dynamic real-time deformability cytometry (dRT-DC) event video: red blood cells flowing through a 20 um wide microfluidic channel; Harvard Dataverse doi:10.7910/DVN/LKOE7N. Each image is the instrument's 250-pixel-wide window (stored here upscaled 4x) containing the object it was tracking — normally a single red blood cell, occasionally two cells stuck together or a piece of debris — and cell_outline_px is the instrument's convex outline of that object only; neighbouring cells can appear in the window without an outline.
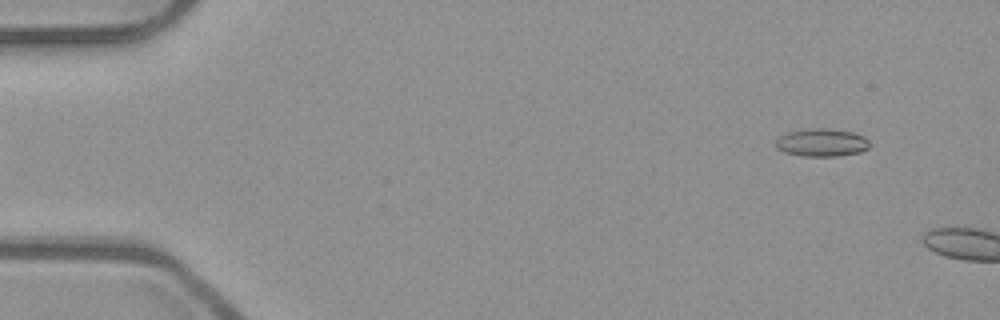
{"species": "common noctule bat (a hibernating species)", "species_latin": "Nyctalus noctula", "temperature_condition": "room temperature", "stored_images_in_passage": 7, "camera_frame_rate_fps": 3000, "um_per_image_px": 0.085, "animal": {"sex": "male", "body_mass_g": 23.1, "forearm_length_mm": 52.7}, "frame": {"image": 1, "passage_image": 4, "time_ms": 1.0, "image_size_px": [1000, 320], "cell_outline_px": [[868, 148], [860, 152], [840, 156], [800, 156], [784, 152], [776, 148], [776, 140], [780, 136], [788, 132], [816, 128], [828, 128], [852, 132], [864, 136], [868, 140]], "centroid_in_image_um": [69.84, 12.13], "position_along_channel_um": 15.2, "area_um2": 15.2}}